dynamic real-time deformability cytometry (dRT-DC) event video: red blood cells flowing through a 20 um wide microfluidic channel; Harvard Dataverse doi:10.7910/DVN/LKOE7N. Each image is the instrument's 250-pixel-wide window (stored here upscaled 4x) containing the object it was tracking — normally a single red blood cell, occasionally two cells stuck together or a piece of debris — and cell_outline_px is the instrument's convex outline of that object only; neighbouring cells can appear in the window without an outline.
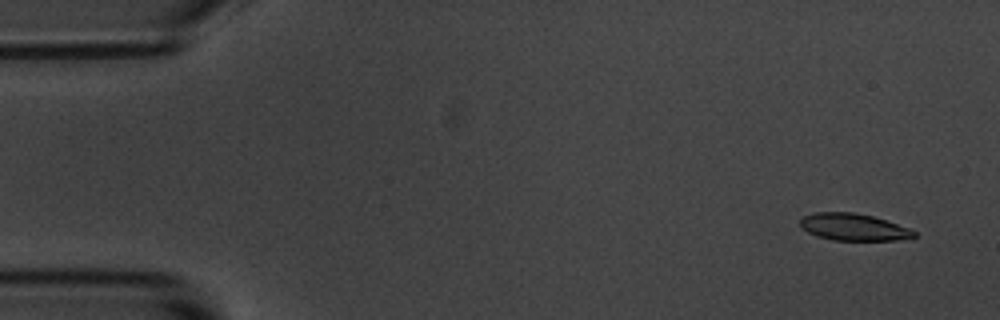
{"species": "common noctule bat (a hibernating species)", "species_latin": "Nyctalus noctula", "temperature_condition": "room temperature", "stored_images_in_passage": 7, "camera_frame_rate_fps": 3000, "um_per_image_px": 0.085, "animal": {"sex": "male", "body_mass_g": 20.1, "forearm_length_mm": 53.5}, "frame": {"image": 1, "passage_image": 1, "time_ms": 0.0, "image_size_px": [1000, 320], "cell_outline_px": [[916, 236], [896, 240], [832, 240], [816, 236], [808, 232], [800, 224], [800, 220], [804, 216], [812, 212], [852, 212], [872, 216], [908, 228], [916, 232]], "centroid_in_image_um": [72.51, 19.3], "position_along_channel_um": 12.5, "area_um2": 17.69}}
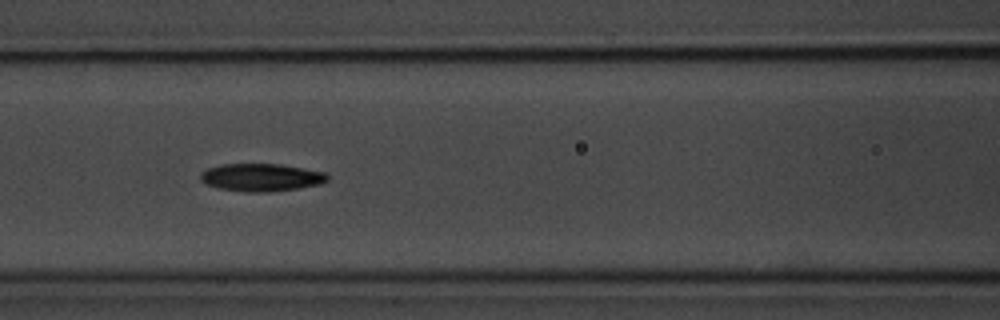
{"frame": {"image": 2, "passage_image": 6, "time_ms": 1.667, "image_size_px": [1000, 320], "cell_outline_px": [[328, 180], [320, 184], [296, 188], [268, 192], [248, 192], [216, 188], [204, 184], [200, 180], [200, 172], [208, 168], [220, 164], [280, 164], [324, 172], [328, 176]], "centroid_in_image_um": [22.14, 15.08], "position_along_channel_um": 144.5, "area_um2": 20.52}}
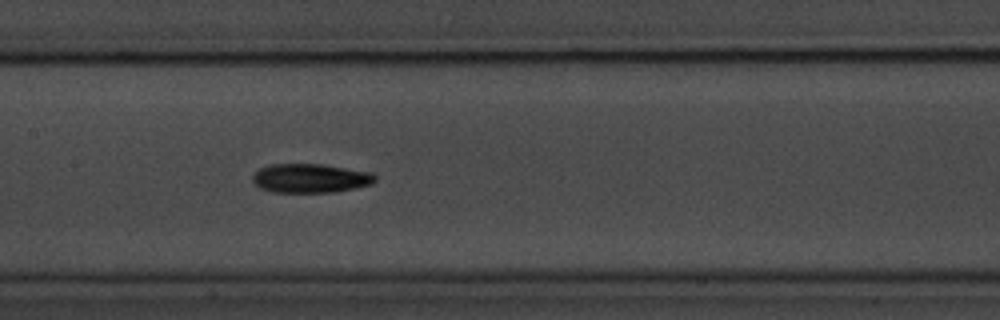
{"frame": {"image": 3, "passage_image": 7, "time_ms": 2.0, "image_size_px": [1000, 320], "cell_outline_px": [[376, 180], [372, 184], [332, 192], [272, 192], [260, 188], [252, 180], [252, 176], [260, 168], [272, 164], [324, 164], [372, 172], [376, 176]], "centroid_in_image_um": [26.39, 15.14], "position_along_channel_um": 181.0, "area_um2": 20.69}}